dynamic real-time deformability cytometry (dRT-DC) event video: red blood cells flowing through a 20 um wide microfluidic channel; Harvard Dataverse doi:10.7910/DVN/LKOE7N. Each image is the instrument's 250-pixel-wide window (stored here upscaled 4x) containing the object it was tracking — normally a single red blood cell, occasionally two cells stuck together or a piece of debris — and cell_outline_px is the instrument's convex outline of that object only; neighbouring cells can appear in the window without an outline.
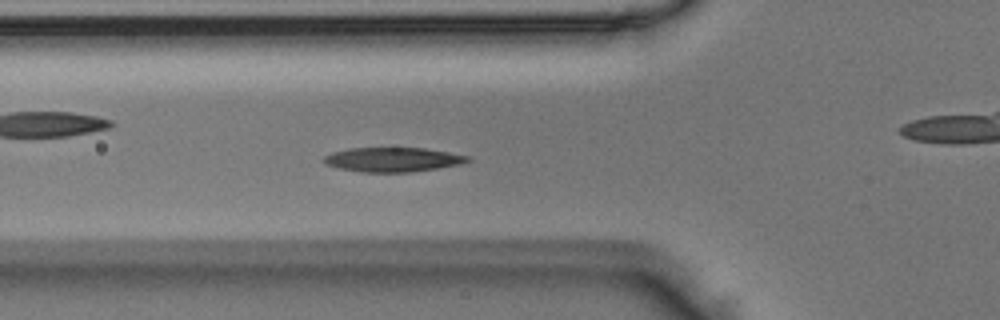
{"species": "Egyptian fruit bat (a non-hibernating species)", "species_latin": "Rousettus aegyptiacus", "temperature_condition": "room temperature", "stored_images_in_passage": 52, "camera_frame_rate_fps": 3000, "um_per_image_px": 0.085, "animal": {"sex": "male"}, "frame": {"image": 1, "passage_image": 18, "time_ms": 5.667, "image_size_px": [1000, 320], "cell_outline_px": [[472, 160], [460, 164], [412, 172], [360, 172], [340, 168], [324, 164], [324, 156], [332, 152], [348, 148], [424, 148], [448, 152], [468, 156]], "centroid_in_image_um": [33.36, 13.56], "position_along_channel_um": 92.4, "area_um2": 20.35}}
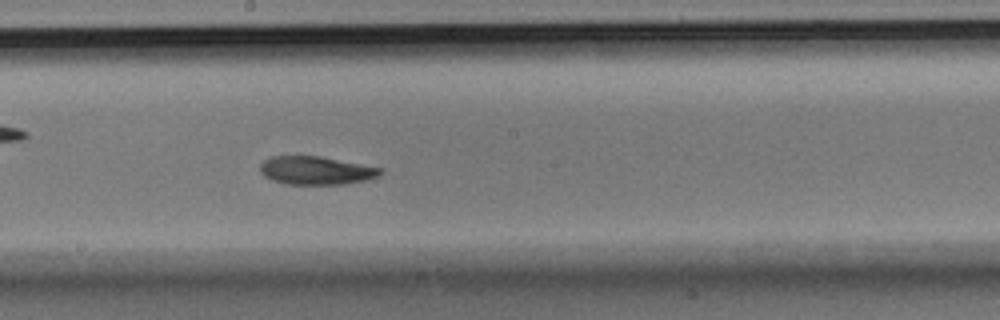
{"frame": {"image": 2, "passage_image": 28, "time_ms": 9.0, "image_size_px": [1000, 320], "cell_outline_px": [[384, 172], [380, 176], [368, 180], [344, 184], [284, 184], [272, 180], [264, 176], [260, 172], [260, 164], [264, 160], [272, 156], [320, 156], [384, 168]], "centroid_in_image_um": [26.91, 14.49], "position_along_channel_um": 221.3, "area_um2": 20.06}}
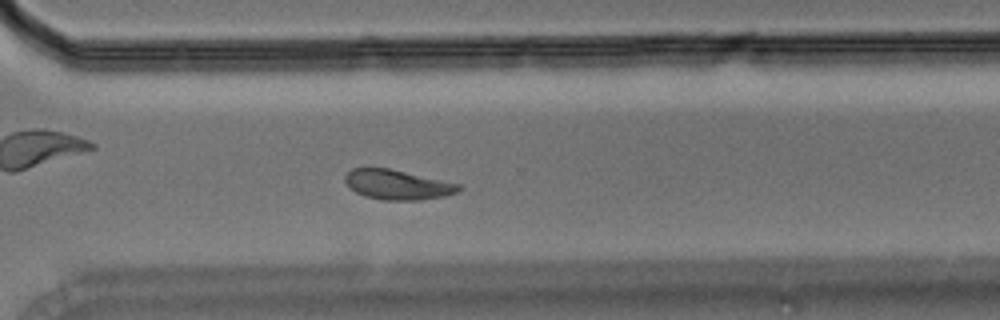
{"frame": {"image": 3, "passage_image": 37, "time_ms": 12.0, "image_size_px": [1000, 320], "cell_outline_px": [[464, 188], [456, 192], [444, 196], [420, 200], [380, 200], [364, 196], [348, 188], [344, 180], [344, 176], [352, 168], [388, 168], [460, 184]], "centroid_in_image_um": [33.75, 15.71], "position_along_channel_um": 336.9, "area_um2": 19.77}}